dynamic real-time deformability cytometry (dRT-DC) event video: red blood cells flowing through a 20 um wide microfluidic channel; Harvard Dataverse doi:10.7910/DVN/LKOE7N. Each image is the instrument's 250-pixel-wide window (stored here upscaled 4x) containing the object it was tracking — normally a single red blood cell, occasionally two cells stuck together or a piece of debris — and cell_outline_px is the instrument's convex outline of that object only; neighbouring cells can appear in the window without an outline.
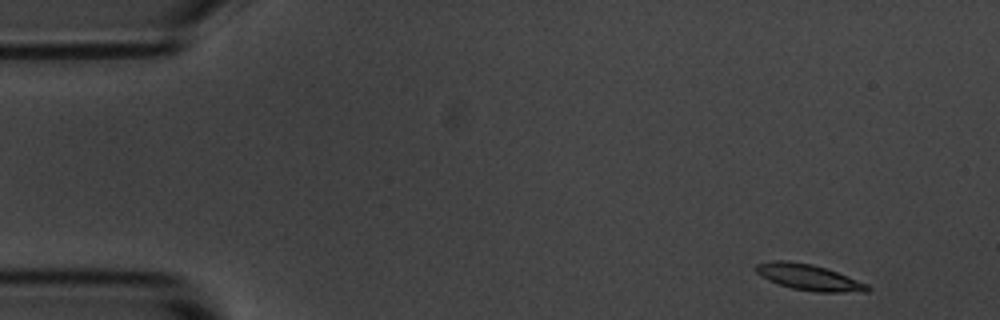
{"species": "common noctule bat (a hibernating species)", "species_latin": "Nyctalus noctula", "temperature_condition": "room temperature", "stored_images_in_passage": 4, "camera_frame_rate_fps": 3000, "um_per_image_px": 0.085, "animal": {"sex": "male", "body_mass_g": 20.1, "forearm_length_mm": 53.5}, "frame": {"image": 1, "passage_image": 1, "time_ms": 0.0, "image_size_px": [1000, 320], "cell_outline_px": [[872, 288], [868, 292], [816, 292], [792, 288], [768, 280], [756, 272], [752, 268], [756, 264], [772, 260], [788, 260], [812, 264], [836, 272], [868, 284]], "centroid_in_image_um": [68.73, 23.56], "position_along_channel_um": 16.3, "area_um2": 16.88}}
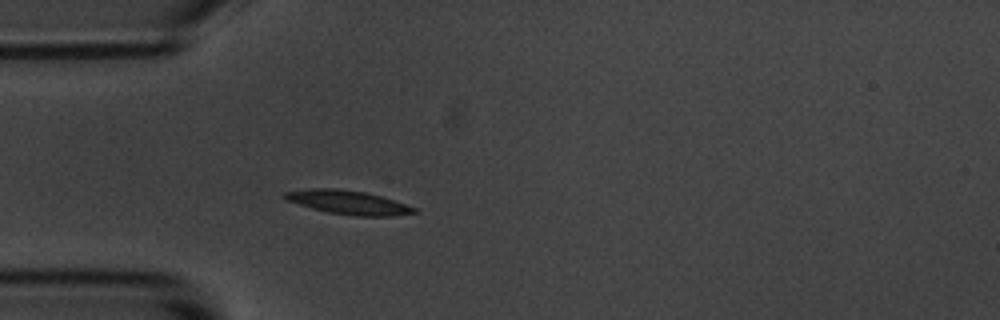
{"frame": {"image": 2, "passage_image": 4, "time_ms": 3.667, "image_size_px": [1000, 320], "cell_outline_px": [[420, 212], [392, 216], [356, 216], [328, 212], [312, 208], [288, 200], [280, 196], [284, 192], [312, 188], [336, 188], [364, 192], [380, 196], [416, 208]], "centroid_in_image_um": [29.59, 17.2], "position_along_channel_um": 55.4, "area_um2": 17.74}}